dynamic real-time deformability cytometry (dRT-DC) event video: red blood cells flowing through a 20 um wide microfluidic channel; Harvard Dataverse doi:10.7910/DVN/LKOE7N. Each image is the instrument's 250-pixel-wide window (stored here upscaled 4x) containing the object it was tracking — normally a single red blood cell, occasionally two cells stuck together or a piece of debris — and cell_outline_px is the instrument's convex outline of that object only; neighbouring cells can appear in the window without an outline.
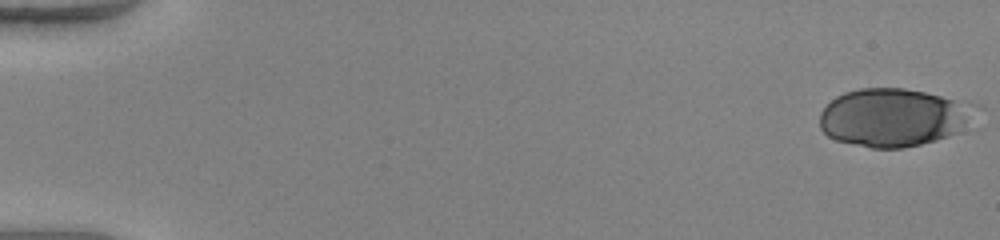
{"species": "human", "species_latin": "Homo sapiens", "temperature_condition": "warm", "stored_images_in_passage": 50, "camera_frame_rate_fps": 3000, "um_per_image_px": 0.085, "donor": {"sex": "female"}, "frame": {"image": 1, "passage_image": 1, "time_ms": 0.0, "image_size_px": [1000, 240], "cell_outline_px": [[984, 108], [968, 128], [960, 132], [936, 140], [904, 148], [872, 148], [836, 140], [828, 136], [820, 128], [820, 112], [836, 96], [844, 92], [860, 88], [904, 88], [984, 104]], "centroid_in_image_um": [76.11, 9.97], "position_along_channel_um": 8.9, "area_um2": 53.99}}